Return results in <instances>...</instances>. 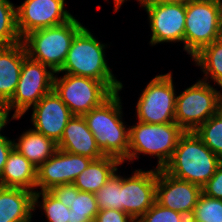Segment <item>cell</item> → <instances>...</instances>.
<instances>
[{
	"mask_svg": "<svg viewBox=\"0 0 222 222\" xmlns=\"http://www.w3.org/2000/svg\"><path fill=\"white\" fill-rule=\"evenodd\" d=\"M61 203L70 207L73 201V183L61 184L49 190Z\"/></svg>",
	"mask_w": 222,
	"mask_h": 222,
	"instance_id": "cell-33",
	"label": "cell"
},
{
	"mask_svg": "<svg viewBox=\"0 0 222 222\" xmlns=\"http://www.w3.org/2000/svg\"><path fill=\"white\" fill-rule=\"evenodd\" d=\"M194 132L222 160V112L219 110Z\"/></svg>",
	"mask_w": 222,
	"mask_h": 222,
	"instance_id": "cell-27",
	"label": "cell"
},
{
	"mask_svg": "<svg viewBox=\"0 0 222 222\" xmlns=\"http://www.w3.org/2000/svg\"><path fill=\"white\" fill-rule=\"evenodd\" d=\"M221 0H190L186 3L183 50L192 58L218 37Z\"/></svg>",
	"mask_w": 222,
	"mask_h": 222,
	"instance_id": "cell-9",
	"label": "cell"
},
{
	"mask_svg": "<svg viewBox=\"0 0 222 222\" xmlns=\"http://www.w3.org/2000/svg\"><path fill=\"white\" fill-rule=\"evenodd\" d=\"M57 148L93 160L104 156L83 116L73 115L68 121Z\"/></svg>",
	"mask_w": 222,
	"mask_h": 222,
	"instance_id": "cell-17",
	"label": "cell"
},
{
	"mask_svg": "<svg viewBox=\"0 0 222 222\" xmlns=\"http://www.w3.org/2000/svg\"><path fill=\"white\" fill-rule=\"evenodd\" d=\"M41 199V201H40ZM41 208L47 222H70V208L65 206L49 191L34 193V212Z\"/></svg>",
	"mask_w": 222,
	"mask_h": 222,
	"instance_id": "cell-26",
	"label": "cell"
},
{
	"mask_svg": "<svg viewBox=\"0 0 222 222\" xmlns=\"http://www.w3.org/2000/svg\"><path fill=\"white\" fill-rule=\"evenodd\" d=\"M66 0H24L16 6V25L21 38L31 31L64 24L74 16Z\"/></svg>",
	"mask_w": 222,
	"mask_h": 222,
	"instance_id": "cell-12",
	"label": "cell"
},
{
	"mask_svg": "<svg viewBox=\"0 0 222 222\" xmlns=\"http://www.w3.org/2000/svg\"><path fill=\"white\" fill-rule=\"evenodd\" d=\"M10 115L7 107L5 104L0 103V135H2V130H4L5 126H8V123H10L9 121L11 120H20V118H13L11 116V118H8Z\"/></svg>",
	"mask_w": 222,
	"mask_h": 222,
	"instance_id": "cell-35",
	"label": "cell"
},
{
	"mask_svg": "<svg viewBox=\"0 0 222 222\" xmlns=\"http://www.w3.org/2000/svg\"><path fill=\"white\" fill-rule=\"evenodd\" d=\"M148 14L151 30L149 43L184 44L186 4L185 3H139Z\"/></svg>",
	"mask_w": 222,
	"mask_h": 222,
	"instance_id": "cell-11",
	"label": "cell"
},
{
	"mask_svg": "<svg viewBox=\"0 0 222 222\" xmlns=\"http://www.w3.org/2000/svg\"><path fill=\"white\" fill-rule=\"evenodd\" d=\"M190 0H141L139 3H187Z\"/></svg>",
	"mask_w": 222,
	"mask_h": 222,
	"instance_id": "cell-36",
	"label": "cell"
},
{
	"mask_svg": "<svg viewBox=\"0 0 222 222\" xmlns=\"http://www.w3.org/2000/svg\"><path fill=\"white\" fill-rule=\"evenodd\" d=\"M217 40L222 42V8L218 17V37Z\"/></svg>",
	"mask_w": 222,
	"mask_h": 222,
	"instance_id": "cell-37",
	"label": "cell"
},
{
	"mask_svg": "<svg viewBox=\"0 0 222 222\" xmlns=\"http://www.w3.org/2000/svg\"><path fill=\"white\" fill-rule=\"evenodd\" d=\"M107 45L84 25L75 35L62 68L55 73L92 78L106 83L114 92L121 91L123 84L114 76L106 60Z\"/></svg>",
	"mask_w": 222,
	"mask_h": 222,
	"instance_id": "cell-2",
	"label": "cell"
},
{
	"mask_svg": "<svg viewBox=\"0 0 222 222\" xmlns=\"http://www.w3.org/2000/svg\"><path fill=\"white\" fill-rule=\"evenodd\" d=\"M173 73L156 75L143 89L136 104V119L149 124L175 122L176 91Z\"/></svg>",
	"mask_w": 222,
	"mask_h": 222,
	"instance_id": "cell-10",
	"label": "cell"
},
{
	"mask_svg": "<svg viewBox=\"0 0 222 222\" xmlns=\"http://www.w3.org/2000/svg\"><path fill=\"white\" fill-rule=\"evenodd\" d=\"M222 89L196 81L176 97L175 122L185 131H195L220 110Z\"/></svg>",
	"mask_w": 222,
	"mask_h": 222,
	"instance_id": "cell-6",
	"label": "cell"
},
{
	"mask_svg": "<svg viewBox=\"0 0 222 222\" xmlns=\"http://www.w3.org/2000/svg\"><path fill=\"white\" fill-rule=\"evenodd\" d=\"M70 222H94L99 212L94 193L82 192L73 184Z\"/></svg>",
	"mask_w": 222,
	"mask_h": 222,
	"instance_id": "cell-24",
	"label": "cell"
},
{
	"mask_svg": "<svg viewBox=\"0 0 222 222\" xmlns=\"http://www.w3.org/2000/svg\"><path fill=\"white\" fill-rule=\"evenodd\" d=\"M21 41L16 25V4L10 0H0V47Z\"/></svg>",
	"mask_w": 222,
	"mask_h": 222,
	"instance_id": "cell-25",
	"label": "cell"
},
{
	"mask_svg": "<svg viewBox=\"0 0 222 222\" xmlns=\"http://www.w3.org/2000/svg\"><path fill=\"white\" fill-rule=\"evenodd\" d=\"M118 170L96 193L95 199L100 210H122L121 204V175Z\"/></svg>",
	"mask_w": 222,
	"mask_h": 222,
	"instance_id": "cell-28",
	"label": "cell"
},
{
	"mask_svg": "<svg viewBox=\"0 0 222 222\" xmlns=\"http://www.w3.org/2000/svg\"><path fill=\"white\" fill-rule=\"evenodd\" d=\"M114 1V12H117L120 7H122L123 3L127 0H113ZM140 2L141 0H136Z\"/></svg>",
	"mask_w": 222,
	"mask_h": 222,
	"instance_id": "cell-38",
	"label": "cell"
},
{
	"mask_svg": "<svg viewBox=\"0 0 222 222\" xmlns=\"http://www.w3.org/2000/svg\"><path fill=\"white\" fill-rule=\"evenodd\" d=\"M94 222H134V219L122 210H100Z\"/></svg>",
	"mask_w": 222,
	"mask_h": 222,
	"instance_id": "cell-32",
	"label": "cell"
},
{
	"mask_svg": "<svg viewBox=\"0 0 222 222\" xmlns=\"http://www.w3.org/2000/svg\"><path fill=\"white\" fill-rule=\"evenodd\" d=\"M36 179L37 168L13 148L0 176V186L22 188L35 193Z\"/></svg>",
	"mask_w": 222,
	"mask_h": 222,
	"instance_id": "cell-20",
	"label": "cell"
},
{
	"mask_svg": "<svg viewBox=\"0 0 222 222\" xmlns=\"http://www.w3.org/2000/svg\"><path fill=\"white\" fill-rule=\"evenodd\" d=\"M26 57L27 52L22 41L0 47V103L6 104L12 98Z\"/></svg>",
	"mask_w": 222,
	"mask_h": 222,
	"instance_id": "cell-18",
	"label": "cell"
},
{
	"mask_svg": "<svg viewBox=\"0 0 222 222\" xmlns=\"http://www.w3.org/2000/svg\"><path fill=\"white\" fill-rule=\"evenodd\" d=\"M93 159L57 149L37 168L36 191H49L61 184L73 183Z\"/></svg>",
	"mask_w": 222,
	"mask_h": 222,
	"instance_id": "cell-14",
	"label": "cell"
},
{
	"mask_svg": "<svg viewBox=\"0 0 222 222\" xmlns=\"http://www.w3.org/2000/svg\"><path fill=\"white\" fill-rule=\"evenodd\" d=\"M55 72L28 56L23 60L19 82L12 98L5 104L13 118H21L47 93L53 90Z\"/></svg>",
	"mask_w": 222,
	"mask_h": 222,
	"instance_id": "cell-8",
	"label": "cell"
},
{
	"mask_svg": "<svg viewBox=\"0 0 222 222\" xmlns=\"http://www.w3.org/2000/svg\"><path fill=\"white\" fill-rule=\"evenodd\" d=\"M133 125L129 127V149L124 163H133L143 154L156 157V168L163 169L185 131L176 122L149 124L137 121Z\"/></svg>",
	"mask_w": 222,
	"mask_h": 222,
	"instance_id": "cell-4",
	"label": "cell"
},
{
	"mask_svg": "<svg viewBox=\"0 0 222 222\" xmlns=\"http://www.w3.org/2000/svg\"><path fill=\"white\" fill-rule=\"evenodd\" d=\"M83 27V23L73 17L64 24L29 32L22 38L27 56L58 72L66 60L75 35Z\"/></svg>",
	"mask_w": 222,
	"mask_h": 222,
	"instance_id": "cell-5",
	"label": "cell"
},
{
	"mask_svg": "<svg viewBox=\"0 0 222 222\" xmlns=\"http://www.w3.org/2000/svg\"><path fill=\"white\" fill-rule=\"evenodd\" d=\"M189 222H222V199L210 198L202 193Z\"/></svg>",
	"mask_w": 222,
	"mask_h": 222,
	"instance_id": "cell-29",
	"label": "cell"
},
{
	"mask_svg": "<svg viewBox=\"0 0 222 222\" xmlns=\"http://www.w3.org/2000/svg\"><path fill=\"white\" fill-rule=\"evenodd\" d=\"M220 111L222 112V95H221V100H220Z\"/></svg>",
	"mask_w": 222,
	"mask_h": 222,
	"instance_id": "cell-39",
	"label": "cell"
},
{
	"mask_svg": "<svg viewBox=\"0 0 222 222\" xmlns=\"http://www.w3.org/2000/svg\"><path fill=\"white\" fill-rule=\"evenodd\" d=\"M34 211V192L0 186V222H29Z\"/></svg>",
	"mask_w": 222,
	"mask_h": 222,
	"instance_id": "cell-19",
	"label": "cell"
},
{
	"mask_svg": "<svg viewBox=\"0 0 222 222\" xmlns=\"http://www.w3.org/2000/svg\"><path fill=\"white\" fill-rule=\"evenodd\" d=\"M17 139V141H15ZM16 139L14 148L36 168L48 160L58 149L57 143L32 128L27 129Z\"/></svg>",
	"mask_w": 222,
	"mask_h": 222,
	"instance_id": "cell-21",
	"label": "cell"
},
{
	"mask_svg": "<svg viewBox=\"0 0 222 222\" xmlns=\"http://www.w3.org/2000/svg\"><path fill=\"white\" fill-rule=\"evenodd\" d=\"M53 89L73 115L83 116L102 105L115 92L102 81L62 73L54 75Z\"/></svg>",
	"mask_w": 222,
	"mask_h": 222,
	"instance_id": "cell-7",
	"label": "cell"
},
{
	"mask_svg": "<svg viewBox=\"0 0 222 222\" xmlns=\"http://www.w3.org/2000/svg\"><path fill=\"white\" fill-rule=\"evenodd\" d=\"M194 64L200 67L204 77L200 80L215 82V86L222 89V42L215 40L210 45L202 48L192 58ZM210 79V80H208ZM217 84V85H216Z\"/></svg>",
	"mask_w": 222,
	"mask_h": 222,
	"instance_id": "cell-23",
	"label": "cell"
},
{
	"mask_svg": "<svg viewBox=\"0 0 222 222\" xmlns=\"http://www.w3.org/2000/svg\"><path fill=\"white\" fill-rule=\"evenodd\" d=\"M122 164L119 159L111 156L92 160L89 166L77 176L73 184L82 192L96 193Z\"/></svg>",
	"mask_w": 222,
	"mask_h": 222,
	"instance_id": "cell-22",
	"label": "cell"
},
{
	"mask_svg": "<svg viewBox=\"0 0 222 222\" xmlns=\"http://www.w3.org/2000/svg\"><path fill=\"white\" fill-rule=\"evenodd\" d=\"M13 148V140L4 134L0 135V176L4 170L7 157Z\"/></svg>",
	"mask_w": 222,
	"mask_h": 222,
	"instance_id": "cell-34",
	"label": "cell"
},
{
	"mask_svg": "<svg viewBox=\"0 0 222 222\" xmlns=\"http://www.w3.org/2000/svg\"><path fill=\"white\" fill-rule=\"evenodd\" d=\"M202 194V187L174 178L163 169H157L156 197L158 204L190 218Z\"/></svg>",
	"mask_w": 222,
	"mask_h": 222,
	"instance_id": "cell-15",
	"label": "cell"
},
{
	"mask_svg": "<svg viewBox=\"0 0 222 222\" xmlns=\"http://www.w3.org/2000/svg\"><path fill=\"white\" fill-rule=\"evenodd\" d=\"M131 174L121 175L122 211L139 220L156 201L157 168L136 169Z\"/></svg>",
	"mask_w": 222,
	"mask_h": 222,
	"instance_id": "cell-13",
	"label": "cell"
},
{
	"mask_svg": "<svg viewBox=\"0 0 222 222\" xmlns=\"http://www.w3.org/2000/svg\"><path fill=\"white\" fill-rule=\"evenodd\" d=\"M120 91L115 92L102 105L83 115L87 127L104 156L127 159L129 149V127L123 119Z\"/></svg>",
	"mask_w": 222,
	"mask_h": 222,
	"instance_id": "cell-1",
	"label": "cell"
},
{
	"mask_svg": "<svg viewBox=\"0 0 222 222\" xmlns=\"http://www.w3.org/2000/svg\"><path fill=\"white\" fill-rule=\"evenodd\" d=\"M140 222H189V218L174 210L163 207L156 201L139 219Z\"/></svg>",
	"mask_w": 222,
	"mask_h": 222,
	"instance_id": "cell-30",
	"label": "cell"
},
{
	"mask_svg": "<svg viewBox=\"0 0 222 222\" xmlns=\"http://www.w3.org/2000/svg\"><path fill=\"white\" fill-rule=\"evenodd\" d=\"M31 108L33 130L58 143L68 121L73 117L60 96L53 89Z\"/></svg>",
	"mask_w": 222,
	"mask_h": 222,
	"instance_id": "cell-16",
	"label": "cell"
},
{
	"mask_svg": "<svg viewBox=\"0 0 222 222\" xmlns=\"http://www.w3.org/2000/svg\"><path fill=\"white\" fill-rule=\"evenodd\" d=\"M222 160L213 153L194 131L179 138L170 161L163 170L174 178L204 186Z\"/></svg>",
	"mask_w": 222,
	"mask_h": 222,
	"instance_id": "cell-3",
	"label": "cell"
},
{
	"mask_svg": "<svg viewBox=\"0 0 222 222\" xmlns=\"http://www.w3.org/2000/svg\"><path fill=\"white\" fill-rule=\"evenodd\" d=\"M202 193L210 198L222 199V163L208 182L202 186Z\"/></svg>",
	"mask_w": 222,
	"mask_h": 222,
	"instance_id": "cell-31",
	"label": "cell"
}]
</instances>
